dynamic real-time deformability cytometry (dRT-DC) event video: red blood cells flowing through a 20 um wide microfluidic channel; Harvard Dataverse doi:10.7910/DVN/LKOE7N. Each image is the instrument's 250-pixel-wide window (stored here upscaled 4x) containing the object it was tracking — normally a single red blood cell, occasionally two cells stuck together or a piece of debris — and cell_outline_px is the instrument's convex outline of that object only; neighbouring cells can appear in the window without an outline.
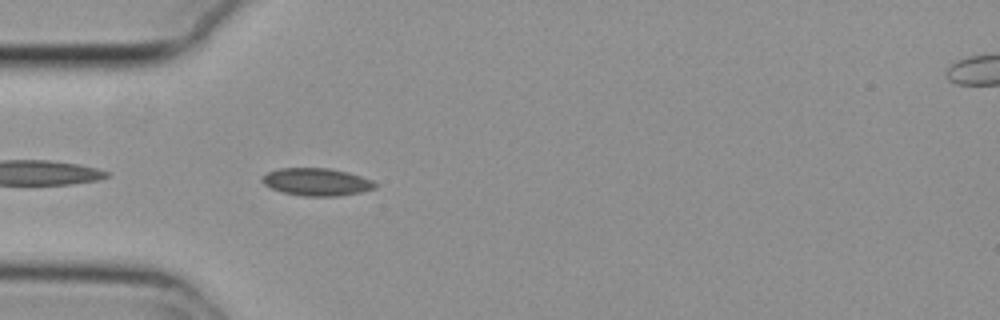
{"species": "common noctule bat (a hibernating species)", "species_latin": "Nyctalus noctula", "temperature_condition": "cold", "stored_images_in_passage": 40, "camera_frame_rate_fps": 3000, "um_per_image_px": 0.085, "animal": {"sex": "female", "body_mass_g": 29.2, "forearm_length_mm": 56.3}, "frame": {"image": 1, "passage_image": 2, "time_ms": 0.333, "image_size_px": [1000, 320], "cell_outline_px": [[376, 188], [360, 192], [336, 196], [304, 196], [284, 192], [272, 188], [264, 184], [260, 180], [260, 176], [268, 172], [280, 168], [328, 168], [348, 172], [372, 180], [376, 184]], "centroid_in_image_um": [26.89, 15.45], "position_along_channel_um": 58.1, "area_um2": 18.03}}
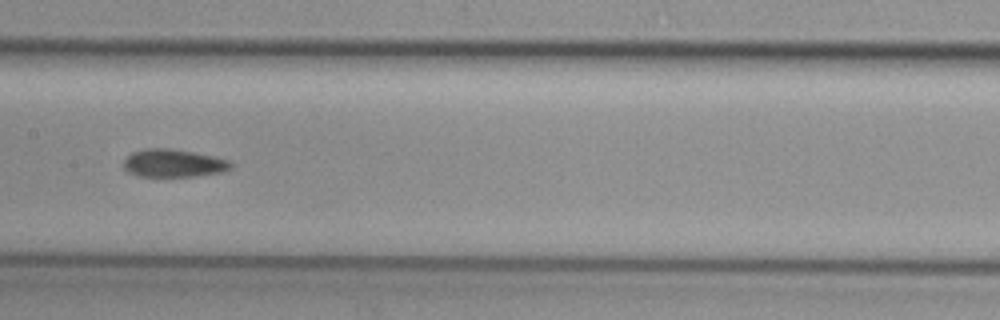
{"frame": {"image": 2, "passage_image": 13, "time_ms": 4.0, "image_size_px": [1000, 320], "cell_outline_px": [[232, 168], [224, 172], [192, 176], [140, 176], [128, 172], [124, 168], [124, 160], [132, 152], [144, 148], [168, 148], [196, 152], [232, 160]], "centroid_in_image_um": [14.79, 13.86], "position_along_channel_um": 192.6, "area_um2": 17.57}}
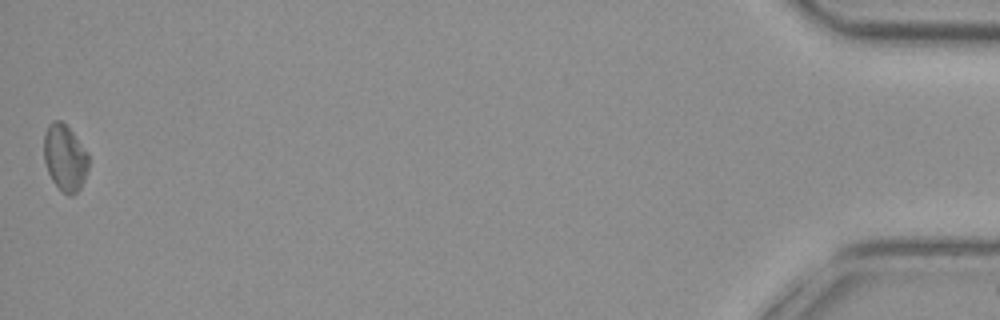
{"frame": {"image": 3, "passage_image": 40, "time_ms": 13.0, "image_size_px": [1000, 320], "cell_outline_px": [[88, 168], [84, 180], [80, 188], [72, 196], [68, 196], [52, 180], [48, 172], [44, 160], [44, 136], [48, 124], [52, 120], [60, 120], [72, 132], [88, 152]], "centroid_in_image_um": [5.52, 13.4], "position_along_channel_um": 429.7, "area_um2": 17.17}}